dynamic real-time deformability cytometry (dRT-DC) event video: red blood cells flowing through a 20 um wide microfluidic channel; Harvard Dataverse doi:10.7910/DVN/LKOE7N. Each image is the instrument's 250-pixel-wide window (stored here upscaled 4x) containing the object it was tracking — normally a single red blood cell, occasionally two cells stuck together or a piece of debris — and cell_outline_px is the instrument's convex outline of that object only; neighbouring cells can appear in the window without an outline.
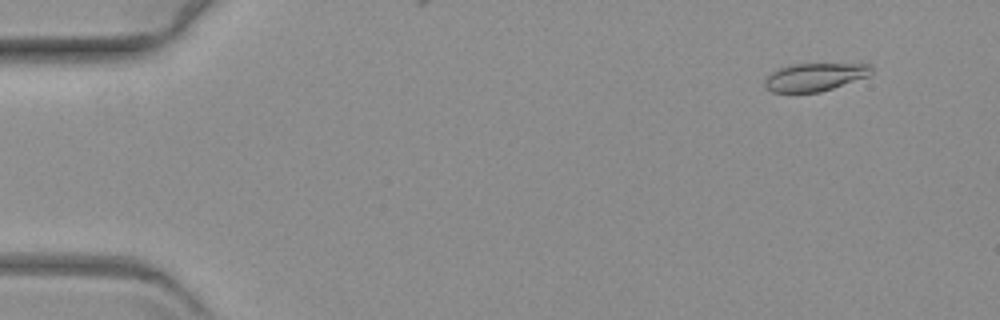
{"species": "common noctule bat (a hibernating species)", "species_latin": "Nyctalus noctula", "temperature_condition": "warm", "stored_images_in_passage": 11, "camera_frame_rate_fps": 3000, "um_per_image_px": 0.085, "animal": {"sex": "female", "body_mass_g": 19.3, "forearm_length_mm": 54.1}, "frame": {"image": 1, "passage_image": 6, "time_ms": 1.667, "image_size_px": [1000, 320], "cell_outline_px": [[872, 72], [868, 76], [820, 92], [772, 92], [764, 88], [764, 80], [776, 68], [788, 64], [868, 64], [872, 68]], "centroid_in_image_um": [69.19, 6.54], "position_along_channel_um": 15.8, "area_um2": 17.34}}